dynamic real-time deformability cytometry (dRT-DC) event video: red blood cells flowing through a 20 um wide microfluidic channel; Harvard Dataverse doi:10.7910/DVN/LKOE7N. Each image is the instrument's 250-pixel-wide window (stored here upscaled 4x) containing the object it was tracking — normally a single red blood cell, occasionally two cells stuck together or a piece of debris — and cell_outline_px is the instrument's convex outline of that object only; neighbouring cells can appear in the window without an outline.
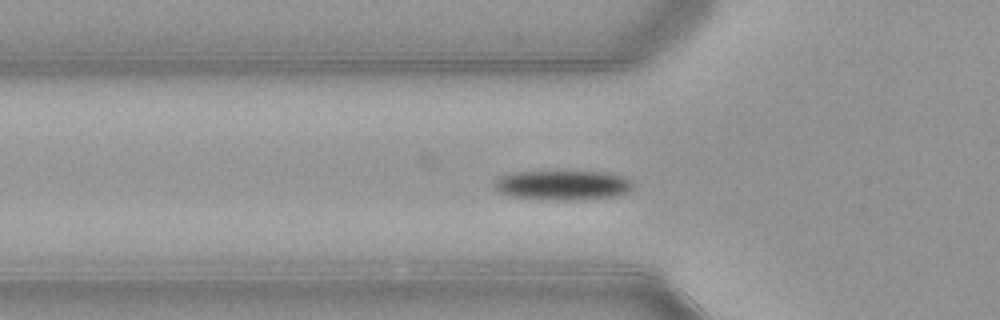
{"species": "common noctule bat (a hibernating species)", "species_latin": "Nyctalus noctula", "temperature_condition": "warm", "stored_images_in_passage": 40, "camera_frame_rate_fps": 3000, "um_per_image_px": 0.085, "animal": {"sex": "female", "body_mass_g": 21.9}, "frame": {"image": 1, "passage_image": 4, "time_ms": 1.0, "image_size_px": [1000, 320], "cell_outline_px": [[632, 188], [628, 192], [620, 196], [584, 200], [544, 200], [512, 196], [500, 192], [492, 188], [492, 184], [500, 176], [512, 172], [556, 168], [608, 172], [624, 176], [632, 180]], "centroid_in_image_um": [47.84, 15.69], "position_along_channel_um": 78.0, "area_um2": 25.78}}
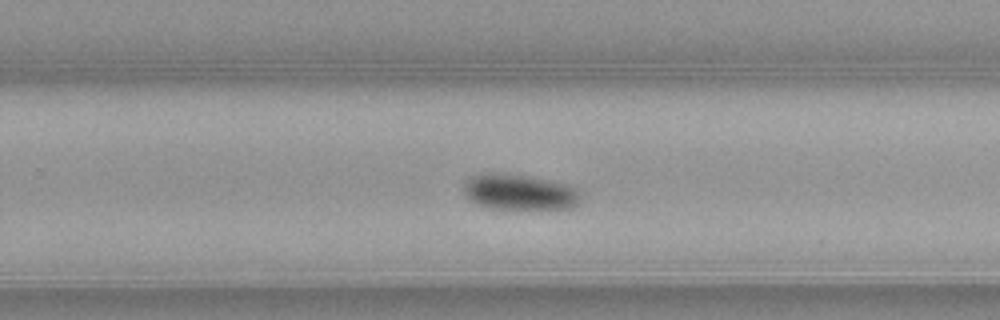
{"frame": {"image": 2, "passage_image": 20, "time_ms": 6.333, "image_size_px": [1000, 320], "cell_outline_px": [[580, 204], [568, 208], [488, 208], [476, 204], [468, 200], [464, 192], [464, 184], [472, 176], [480, 172], [496, 172], [528, 176], [568, 184], [580, 192]], "centroid_in_image_um": [44.12, 16.31], "position_along_channel_um": 285.7, "area_um2": 24.39}}
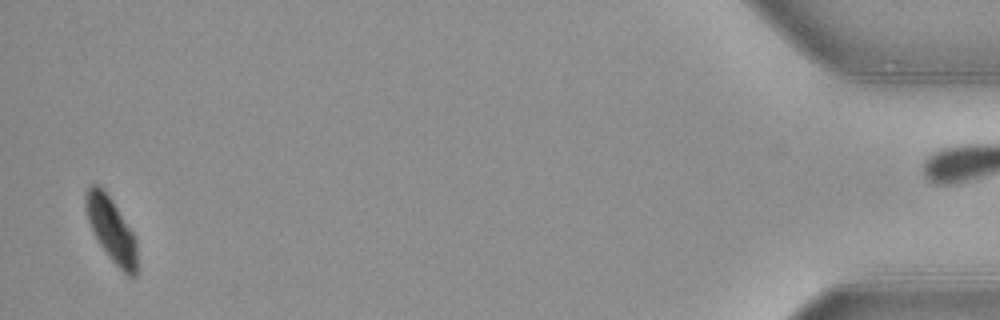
{"frame": {"image": 3, "passage_image": 38, "time_ms": 12.333, "image_size_px": [1000, 320], "cell_outline_px": [[136, 276], [128, 276], [112, 260], [100, 244], [92, 232], [88, 220], [84, 204], [84, 196], [88, 188], [92, 184], [96, 184], [112, 200], [132, 232], [136, 240]], "centroid_in_image_um": [9.43, 19.51], "position_along_channel_um": 425.8, "area_um2": 18.73}, "authors_computed_cell_mechanics": {"area_um2": 24.2182, "velocity_mm_per_s": 3.8822, "shape_relaxation_time_tau1_ms": 3.8191, "shape_relaxation_time_tau2_ms": null, "deformation_change_tau1": 0.1198, "deformation_change_tau2": null}}